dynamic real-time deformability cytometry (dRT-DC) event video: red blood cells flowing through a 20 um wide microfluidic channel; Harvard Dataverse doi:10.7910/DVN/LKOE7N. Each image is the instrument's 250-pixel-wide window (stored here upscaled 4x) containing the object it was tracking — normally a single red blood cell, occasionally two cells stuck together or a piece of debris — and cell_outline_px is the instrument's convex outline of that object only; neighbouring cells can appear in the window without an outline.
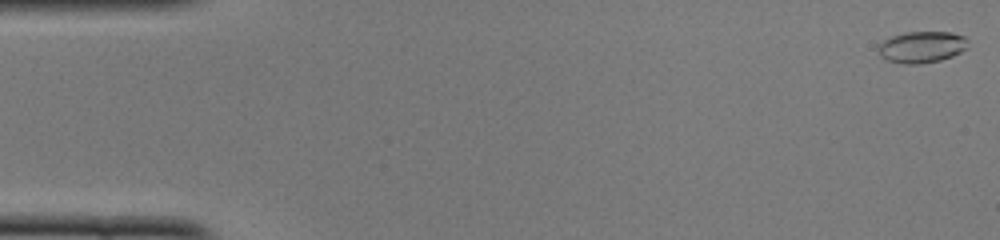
{"species": "common noctule bat (a hibernating species)", "species_latin": "Nyctalus noctula", "temperature_condition": "cold", "stored_images_in_passage": 14, "camera_frame_rate_fps": 3000, "um_per_image_px": 0.085, "animal": {"sex": "female", "body_mass_g": 22.0, "forearm_length_mm": 56.7}, "frame": {"image": 1, "passage_image": 1, "time_ms": 0.0, "image_size_px": [1000, 240], "cell_outline_px": [[968, 48], [952, 56], [940, 60], [920, 64], [904, 64], [884, 60], [880, 56], [880, 44], [884, 40], [892, 36], [908, 32], [952, 32], [964, 36], [968, 40]], "centroid_in_image_um": [78.38, 4.0], "position_along_channel_um": 6.6, "area_um2": 16.47}}
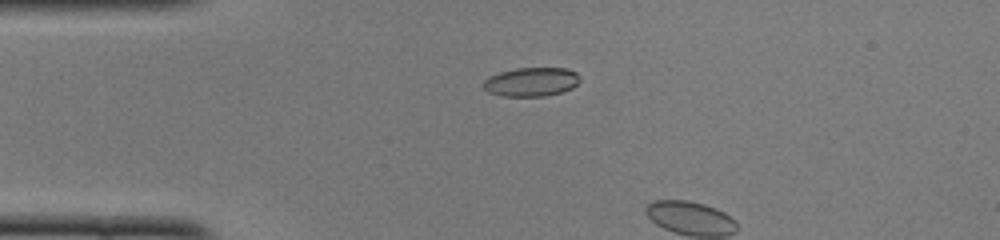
{"frame": {"image": 2, "passage_image": 12, "time_ms": 3.667, "image_size_px": [1000, 240], "cell_outline_px": [[580, 80], [572, 88], [560, 92], [544, 96], [500, 96], [488, 92], [484, 88], [484, 80], [488, 76], [500, 72], [516, 68], [568, 68], [576, 72], [580, 76]], "centroid_in_image_um": [45.16, 6.95], "position_along_channel_um": 39.8, "area_um2": 16.3}}